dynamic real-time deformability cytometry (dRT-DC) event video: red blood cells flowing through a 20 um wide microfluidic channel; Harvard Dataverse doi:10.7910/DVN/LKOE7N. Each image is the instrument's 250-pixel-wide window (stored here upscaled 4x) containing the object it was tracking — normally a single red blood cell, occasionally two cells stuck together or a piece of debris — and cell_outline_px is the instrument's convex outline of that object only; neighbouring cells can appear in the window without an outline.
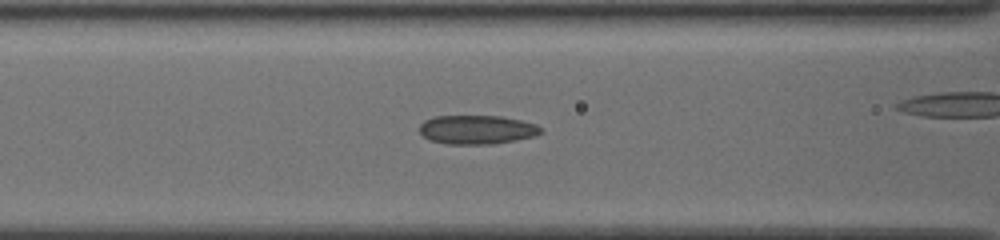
{"species": "common noctule bat (a hibernating species)", "species_latin": "Nyctalus noctula", "temperature_condition": "cold", "stored_images_in_passage": 56, "camera_frame_rate_fps": 3000, "um_per_image_px": 0.085, "animal": {"sex": "female", "body_mass_g": 19.5, "forearm_length_mm": 54.1}, "frame": {"image": 1, "passage_image": 25, "time_ms": 8.0, "image_size_px": [1000, 240], "cell_outline_px": [[544, 132], [536, 136], [516, 140], [492, 144], [448, 144], [428, 140], [420, 132], [420, 124], [424, 120], [432, 116], [500, 116], [520, 120], [536, 124]], "centroid_in_image_um": [40.53, 11.02], "position_along_channel_um": 126.1, "area_um2": 20.58}}
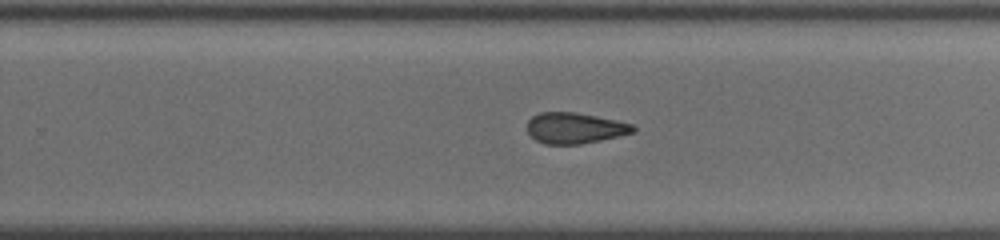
{"frame": {"image": 2, "passage_image": 37, "time_ms": 12.0, "image_size_px": [1000, 240], "cell_outline_px": [[636, 132], [600, 140], [580, 144], [544, 144], [536, 140], [528, 132], [528, 120], [532, 116], [540, 112], [576, 112], [616, 120], [632, 124], [636, 128]], "centroid_in_image_um": [48.86, 10.88], "position_along_channel_um": 280.9, "area_um2": 19.02}}
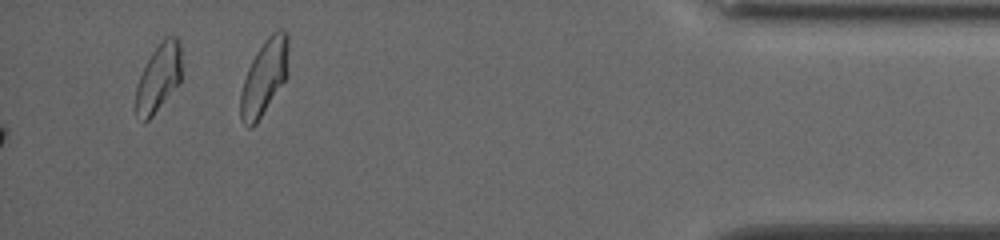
{"frame": {"image": 3, "passage_image": 56, "time_ms": 18.333, "image_size_px": [1000, 240], "cell_outline_px": [[180, 80], [152, 116], [144, 124], [136, 112], [136, 88], [140, 76], [152, 52], [164, 36], [176, 36], [180, 40]], "centroid_in_image_um": [13.47, 6.57], "position_along_channel_um": 421.7, "area_um2": 17.63}, "authors_computed_cell_mechanics": {"area_um2": 20.5479, "velocity_mm_per_s": 3.8848, "shape_relaxation_time_tau1_ms": 9.6843, "shape_relaxation_time_tau2_ms": 4.2772, "deformation_change_tau1": 0.1617, "deformation_change_tau2": 0.1319}}